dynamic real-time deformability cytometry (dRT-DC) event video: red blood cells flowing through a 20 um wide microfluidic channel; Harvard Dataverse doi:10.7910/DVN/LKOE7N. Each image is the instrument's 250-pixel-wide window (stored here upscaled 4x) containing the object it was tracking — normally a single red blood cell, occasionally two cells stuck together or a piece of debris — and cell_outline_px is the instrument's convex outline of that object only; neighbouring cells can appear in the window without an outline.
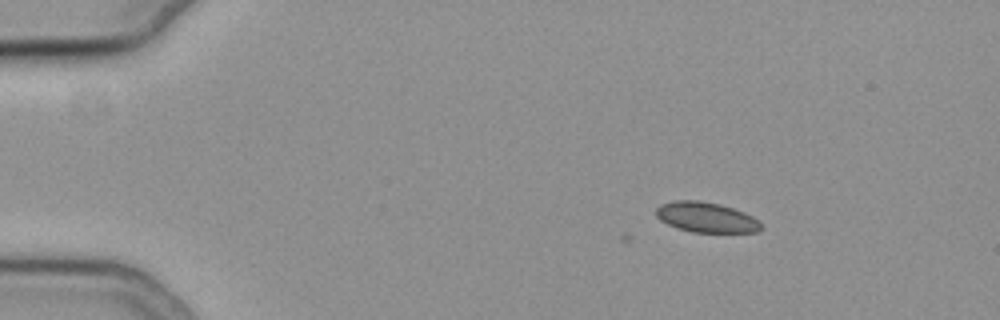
{"species": "common noctule bat (a hibernating species)", "species_latin": "Nyctalus noctula", "temperature_condition": "cold", "stored_images_in_passage": 2, "camera_frame_rate_fps": 3000, "um_per_image_px": 0.085, "animal": {"sex": "female", "body_mass_g": 19.3, "forearm_length_mm": 54.1}, "frame": {"image": 1, "passage_image": 2, "time_ms": 0.333, "image_size_px": [1000, 320], "cell_outline_px": [[764, 228], [760, 232], [692, 232], [676, 228], [660, 220], [656, 216], [656, 208], [660, 204], [672, 200], [700, 200], [720, 204], [744, 212], [752, 216]], "centroid_in_image_um": [60.0, 18.46], "position_along_channel_um": 25.0, "area_um2": 18.61}}